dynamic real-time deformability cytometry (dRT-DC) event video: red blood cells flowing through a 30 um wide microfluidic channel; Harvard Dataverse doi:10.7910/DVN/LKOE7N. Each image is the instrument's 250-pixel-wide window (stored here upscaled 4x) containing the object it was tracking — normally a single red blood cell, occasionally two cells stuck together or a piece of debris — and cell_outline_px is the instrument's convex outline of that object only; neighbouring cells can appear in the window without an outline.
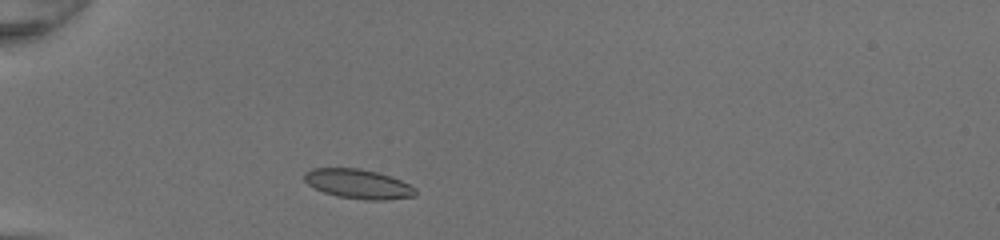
{"species": "common noctule bat (a hibernating species)", "species_latin": "Nyctalus noctula", "temperature_condition": "room temperature", "stored_images_in_passage": 35, "camera_frame_rate_fps": 3000, "um_per_image_px": 0.085, "animal": {"sex": "female", "body_mass_g": 20.0, "forearm_length_mm": 54.0}, "frame": {"image": 1, "passage_image": 1, "time_ms": 0.0, "image_size_px": [1000, 240], "cell_outline_px": [[416, 196], [384, 200], [364, 200], [336, 196], [324, 192], [308, 184], [304, 180], [304, 172], [312, 168], [360, 168], [376, 172], [400, 180], [416, 188]], "centroid_in_image_um": [30.44, 15.64], "position_along_channel_um": 54.6, "area_um2": 19.02}}
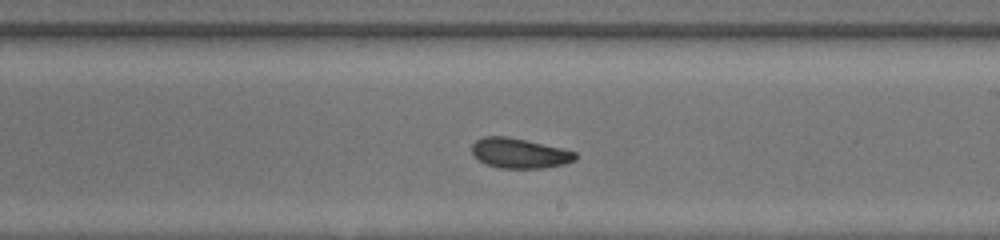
{"frame": {"image": 2, "passage_image": 16, "time_ms": 5.0, "image_size_px": [1000, 240], "cell_outline_px": [[576, 160], [564, 164], [544, 168], [500, 168], [484, 164], [472, 152], [472, 144], [476, 140], [484, 136], [508, 136], [560, 148], [576, 152]], "centroid_in_image_um": [44.14, 13.02], "position_along_channel_um": 244.9, "area_um2": 17.98}}
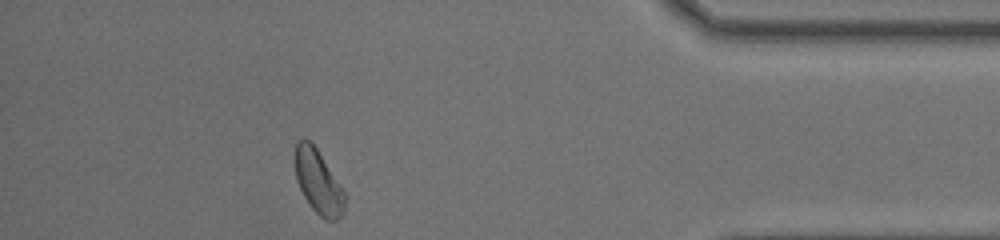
{"frame": {"image": 3, "passage_image": 30, "time_ms": 9.667, "image_size_px": [1000, 240], "cell_outline_px": [[344, 212], [336, 220], [324, 220], [308, 204], [296, 180], [296, 140], [304, 136], [316, 148], [344, 192]], "centroid_in_image_um": [27.03, 15.47], "position_along_channel_um": 408.2, "area_um2": 18.03}, "authors_computed_cell_mechanics": {"area_um2": 18.7272, "velocity_mm_per_s": 4.2367, "shape_relaxation_time_tau1_ms": 3.1379, "shape_relaxation_time_tau2_ms": 2.7565, "deformation_change_tau1": 0.0836, "deformation_change_tau2": 0.0693}}